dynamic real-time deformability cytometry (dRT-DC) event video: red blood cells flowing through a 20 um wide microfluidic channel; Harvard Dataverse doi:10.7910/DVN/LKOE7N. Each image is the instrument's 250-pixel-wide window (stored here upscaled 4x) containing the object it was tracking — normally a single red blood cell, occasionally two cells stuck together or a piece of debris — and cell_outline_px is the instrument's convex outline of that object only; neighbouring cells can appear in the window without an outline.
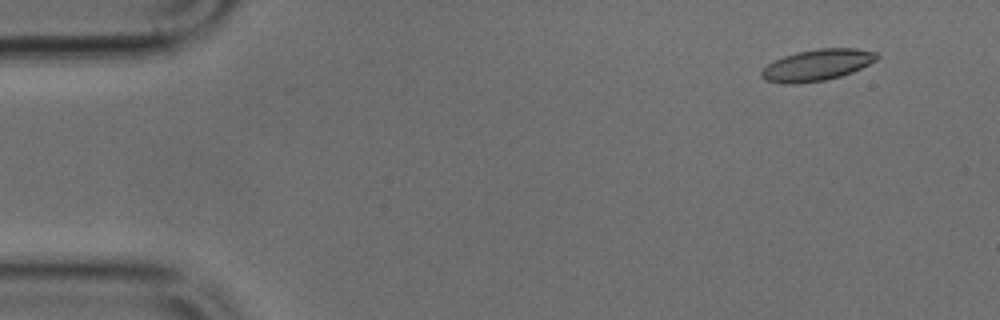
{"species": "common noctule bat (a hibernating species)", "species_latin": "Nyctalus noctula", "temperature_condition": "cold", "stored_images_in_passage": 46, "camera_frame_rate_fps": 3000, "um_per_image_px": 0.085, "animal": {"sex": "male", "body_mass_g": 17.9, "forearm_length_mm": 54.2}, "frame": {"image": 1, "passage_image": 1, "time_ms": 0.0, "image_size_px": [1000, 320], "cell_outline_px": [[880, 56], [876, 60], [852, 72], [840, 76], [824, 80], [796, 84], [784, 84], [764, 80], [760, 76], [760, 72], [772, 60], [796, 52], [820, 48], [856, 48], [876, 52]], "centroid_in_image_um": [69.41, 5.53], "position_along_channel_um": 15.6, "area_um2": 21.15}}
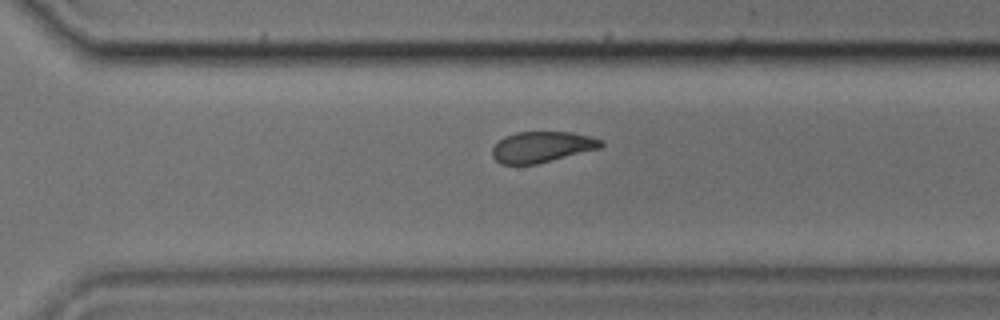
{"frame": {"image": 2, "passage_image": 31, "time_ms": 10.0, "image_size_px": [1000, 320], "cell_outline_px": [[604, 144], [600, 148], [536, 164], [500, 164], [492, 156], [492, 148], [504, 136], [516, 132], [572, 132], [604, 140]], "centroid_in_image_um": [46.06, 12.48], "position_along_channel_um": 324.5, "area_um2": 19.48}}
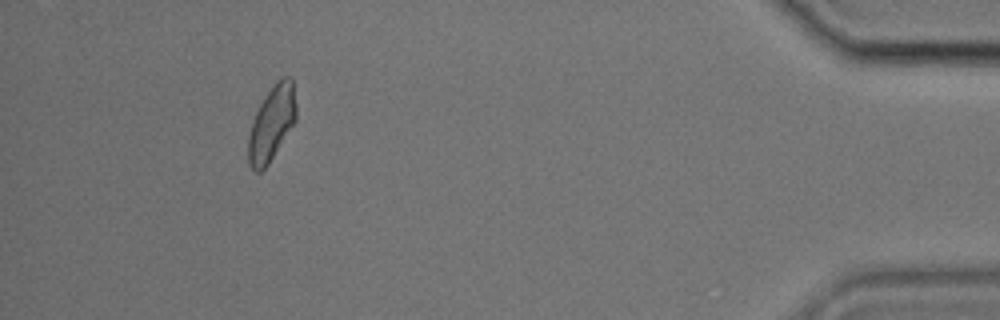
{"frame": {"image": 3, "passage_image": 42, "time_ms": 13.667, "image_size_px": [1000, 320], "cell_outline_px": [[296, 120], [268, 164], [260, 172], [256, 172], [248, 164], [248, 136], [256, 112], [260, 104], [268, 92], [284, 76], [292, 76], [296, 104]], "centroid_in_image_um": [23.1, 10.51], "position_along_channel_um": 412.1, "area_um2": 20.46}}